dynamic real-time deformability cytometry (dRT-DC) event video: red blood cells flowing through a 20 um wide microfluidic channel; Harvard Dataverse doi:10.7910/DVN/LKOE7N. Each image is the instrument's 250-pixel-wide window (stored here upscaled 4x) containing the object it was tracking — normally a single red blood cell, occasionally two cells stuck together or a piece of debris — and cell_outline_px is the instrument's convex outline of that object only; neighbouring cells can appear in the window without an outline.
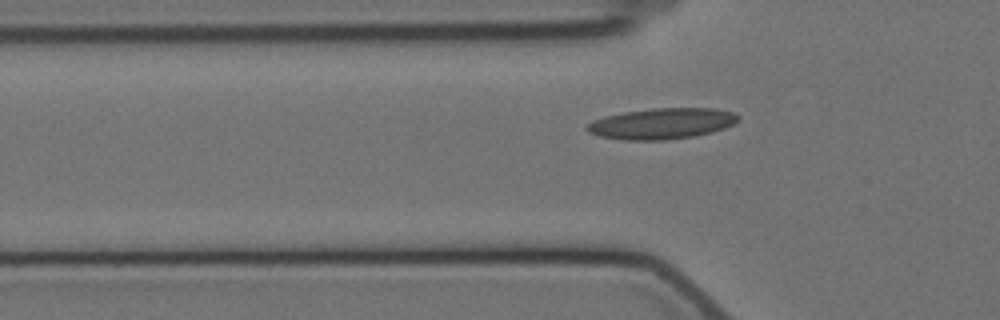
{"species": "Egyptian fruit bat (a non-hibernating species)", "species_latin": "Rousettus aegyptiacus", "temperature_condition": "cold", "stored_images_in_passage": 31, "camera_frame_rate_fps": 3000, "um_per_image_px": 0.085, "animal": {"sex": "female"}, "frame": {"image": 1, "passage_image": 3, "time_ms": 0.667, "image_size_px": [1000, 320], "cell_outline_px": [[740, 120], [724, 128], [712, 132], [692, 136], [664, 140], [624, 140], [600, 136], [588, 132], [584, 128], [592, 120], [604, 116], [624, 112], [652, 108], [712, 108], [732, 112], [740, 116]], "centroid_in_image_um": [56.23, 10.5], "position_along_channel_um": 69.6, "area_um2": 27.22}}
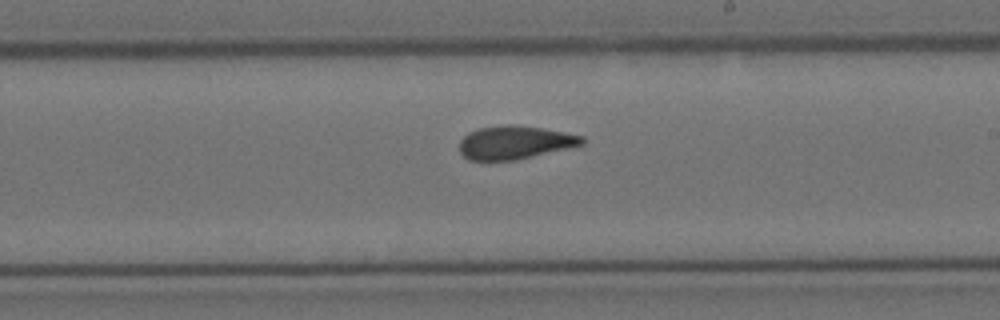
{"frame": {"image": 2, "passage_image": 18, "time_ms": 5.667, "image_size_px": [1000, 320], "cell_outline_px": [[584, 144], [568, 148], [512, 160], [468, 160], [460, 152], [460, 140], [468, 132], [480, 128], [508, 124], [540, 128], [564, 132], [584, 136]], "centroid_in_image_um": [43.74, 12.1], "position_along_channel_um": 245.3, "area_um2": 23.41}}
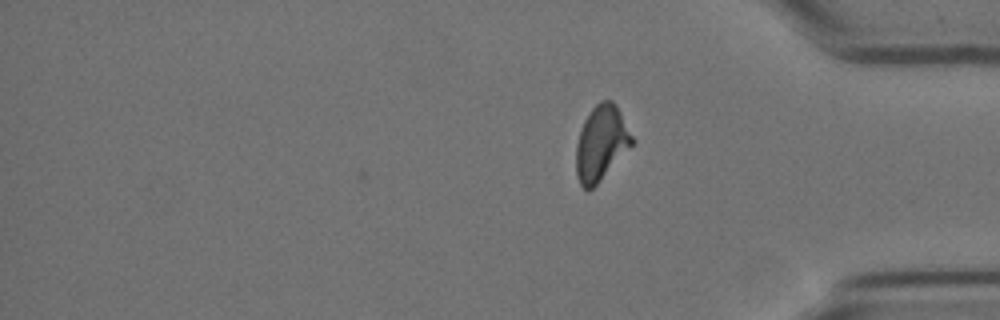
{"frame": {"image": 3, "passage_image": 31, "time_ms": 10.0, "image_size_px": [1000, 320], "cell_outline_px": [[636, 140], [596, 184], [592, 188], [584, 188], [580, 184], [576, 176], [576, 144], [584, 120], [592, 108], [600, 100], [612, 100], [616, 104]], "centroid_in_image_um": [51.11, 12.12], "position_along_channel_um": 384.1, "area_um2": 24.16}, "authors_computed_cell_mechanics": {"area_um2": 24.3338, "velocity_mm_per_s": 3.5073, "shape_relaxation_time_tau1_ms": 6.052, "shape_relaxation_time_tau2_ms": 2.6559, "deformation_change_tau1": 0.168, "deformation_change_tau2": 0.0745}}